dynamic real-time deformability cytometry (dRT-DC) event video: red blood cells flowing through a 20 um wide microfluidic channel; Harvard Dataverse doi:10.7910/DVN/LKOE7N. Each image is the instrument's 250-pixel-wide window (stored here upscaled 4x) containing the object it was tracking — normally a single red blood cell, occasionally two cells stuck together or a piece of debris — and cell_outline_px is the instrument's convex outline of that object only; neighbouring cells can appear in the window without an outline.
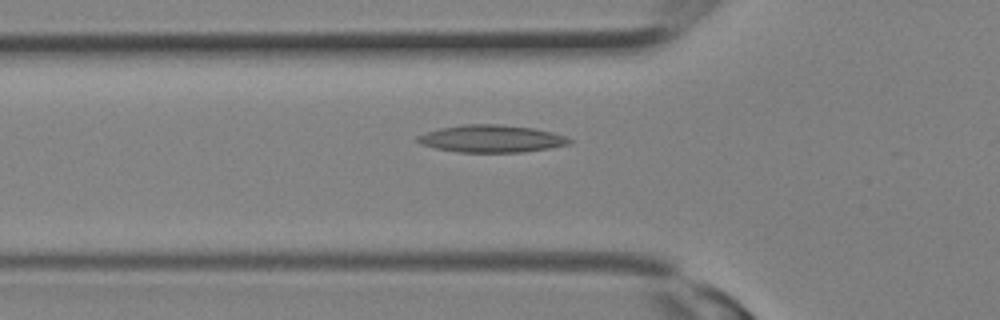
{"species": "Egyptian fruit bat (a non-hibernating species)", "species_latin": "Rousettus aegyptiacus", "temperature_condition": "room temperature", "stored_images_in_passage": 14, "camera_frame_rate_fps": 3000, "um_per_image_px": 0.085, "animal": {"sex": "female"}, "frame": {"image": 1, "passage_image": 10, "time_ms": 3.0, "image_size_px": [1000, 320], "cell_outline_px": [[572, 144], [524, 152], [456, 152], [436, 148], [420, 144], [416, 140], [416, 136], [440, 128], [464, 124], [500, 124], [532, 128], [552, 132], [564, 136], [572, 140]], "centroid_in_image_um": [41.77, 11.79], "position_along_channel_um": 84.0, "area_um2": 24.16}}
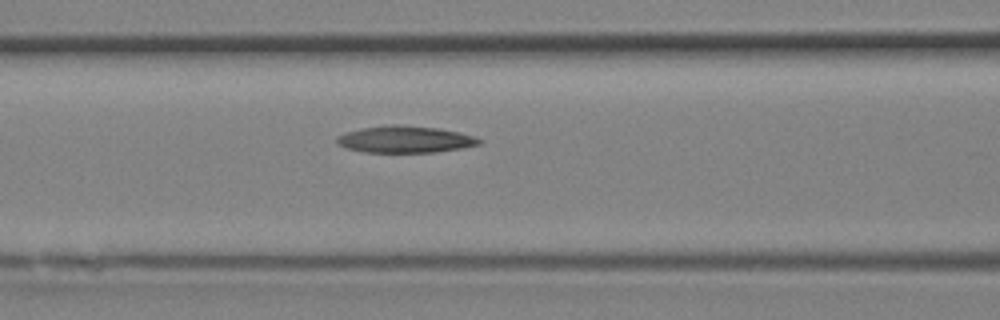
{"frame": {"image": 2, "passage_image": 12, "time_ms": 3.667, "image_size_px": [1000, 320], "cell_outline_px": [[484, 140], [480, 144], [460, 148], [436, 152], [364, 152], [348, 148], [336, 144], [336, 136], [344, 132], [364, 128], [388, 124], [396, 124], [440, 128], [460, 132], [476, 136]], "centroid_in_image_um": [34.45, 11.83], "position_along_channel_um": 132.2, "area_um2": 22.43}}
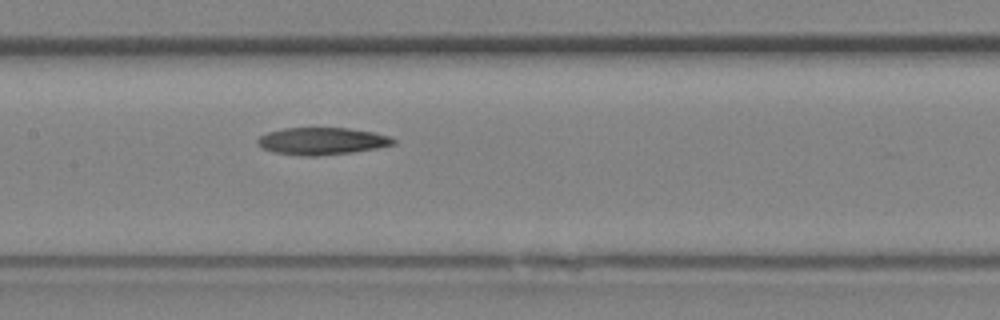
{"frame": {"image": 3, "passage_image": 14, "time_ms": 4.333, "image_size_px": [1000, 320], "cell_outline_px": [[396, 144], [380, 148], [352, 152], [316, 156], [300, 156], [272, 152], [260, 148], [256, 144], [256, 140], [260, 136], [268, 132], [284, 128], [348, 128], [372, 132], [388, 136], [396, 140]], "centroid_in_image_um": [27.33, 12.0], "position_along_channel_um": 180.1, "area_um2": 21.73}}